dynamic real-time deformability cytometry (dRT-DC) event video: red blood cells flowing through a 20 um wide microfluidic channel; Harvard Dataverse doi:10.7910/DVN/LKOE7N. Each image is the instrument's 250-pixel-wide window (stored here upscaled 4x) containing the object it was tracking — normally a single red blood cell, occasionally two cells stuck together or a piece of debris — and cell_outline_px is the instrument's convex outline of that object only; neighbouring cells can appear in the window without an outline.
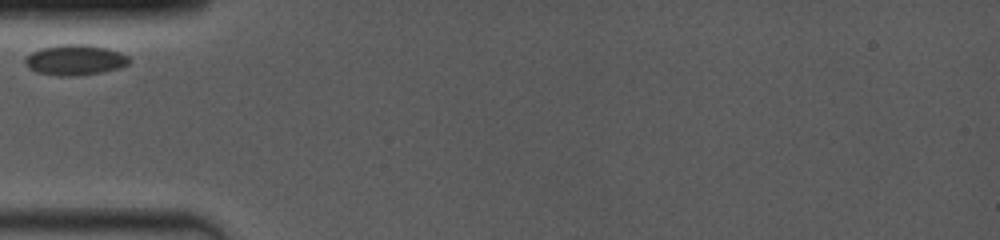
{"species": "common noctule bat (a hibernating species)", "species_latin": "Nyctalus noctula", "temperature_condition": "room temperature", "stored_images_in_passage": 3, "camera_frame_rate_fps": 4000, "um_per_image_px": 0.085, "animal": {"sex": "female", "body_mass_g": 19.0, "forearm_length_mm": 53.3}, "frame": {"image": 1, "passage_image": 1, "time_ms": 0.0, "image_size_px": [1000, 240], "cell_outline_px": [[132, 60], [128, 64], [120, 68], [100, 72], [76, 76], [60, 76], [36, 72], [28, 68], [24, 64], [24, 60], [32, 52], [40, 48], [60, 44], [88, 44], [108, 48], [120, 52], [128, 56]], "centroid_in_image_um": [6.39, 5.09], "position_along_channel_um": 78.6, "area_um2": 18.67}}
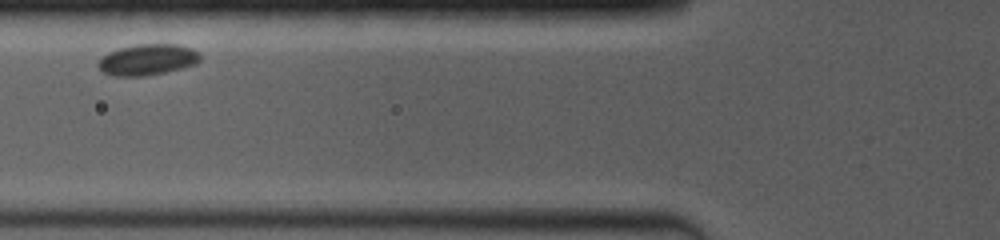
{"frame": {"image": 2, "passage_image": 2, "time_ms": 1.0, "image_size_px": [1000, 240], "cell_outline_px": [[200, 60], [196, 64], [184, 68], [168, 72], [144, 76], [116, 76], [104, 72], [96, 64], [100, 56], [108, 52], [120, 48], [136, 44], [176, 44], [192, 48], [200, 52]], "centroid_in_image_um": [12.56, 5.07], "position_along_channel_um": 113.2, "area_um2": 18.73}}